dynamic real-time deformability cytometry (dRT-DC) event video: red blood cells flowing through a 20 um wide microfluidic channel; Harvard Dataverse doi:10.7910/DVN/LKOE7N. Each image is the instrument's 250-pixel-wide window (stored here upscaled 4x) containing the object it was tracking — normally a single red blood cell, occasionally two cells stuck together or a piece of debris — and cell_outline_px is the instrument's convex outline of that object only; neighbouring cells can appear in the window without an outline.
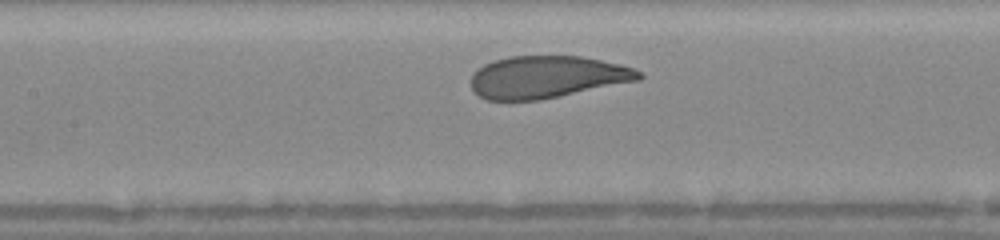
{"species": "human", "species_latin": "Homo sapiens", "temperature_condition": "warm", "stored_images_in_passage": 23, "camera_frame_rate_fps": 3000, "um_per_image_px": 0.085, "donor": {"sex": "female"}, "frame": {"image": 1, "passage_image": 7, "time_ms": 2.333, "image_size_px": [1000, 240], "cell_outline_px": [[644, 76], [640, 80], [540, 100], [488, 100], [480, 96], [472, 88], [472, 76], [484, 64], [492, 60], [508, 56], [580, 56], [620, 64], [632, 68], [640, 72]], "centroid_in_image_um": [46.51, 6.54], "position_along_channel_um": 160.9, "area_um2": 41.1}}
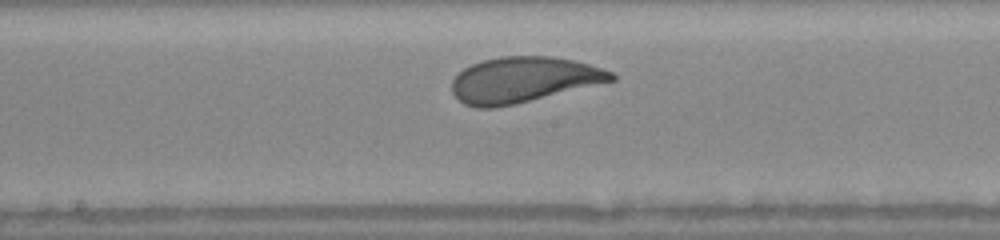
{"frame": {"image": 2, "passage_image": 10, "time_ms": 3.333, "image_size_px": [1000, 240], "cell_outline_px": [[616, 80], [516, 104], [492, 108], [476, 108], [464, 104], [452, 92], [452, 80], [464, 68], [480, 60], [500, 56], [552, 56], [576, 60], [604, 68], [612, 72], [616, 76]], "centroid_in_image_um": [44.51, 6.77], "position_along_channel_um": 203.7, "area_um2": 42.6}}
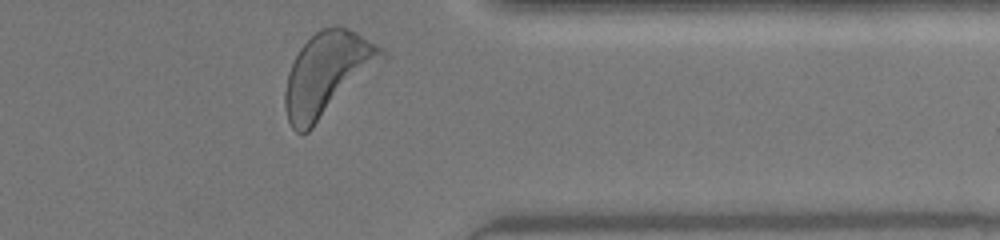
{"frame": {"image": 3, "passage_image": 23, "time_ms": 7.667, "image_size_px": [1000, 240], "cell_outline_px": [[388, 60], [308, 132], [296, 132], [292, 128], [288, 120], [284, 104], [284, 92], [288, 72], [300, 48], [320, 28], [336, 24], [340, 24], [356, 32], [384, 48], [388, 56]], "centroid_in_image_um": [27.9, 6.27], "position_along_channel_um": 383.5, "area_um2": 47.92}, "authors_computed_cell_mechanics": {"area_um2": 42.5986, "velocity_mm_per_s": 4.2949, "shape_relaxation_time_tau1_ms": 2.2686, "shape_relaxation_time_tau2_ms": 0.6862, "deformation_change_tau1": 0.1419, "deformation_change_tau2": 0.0675}}